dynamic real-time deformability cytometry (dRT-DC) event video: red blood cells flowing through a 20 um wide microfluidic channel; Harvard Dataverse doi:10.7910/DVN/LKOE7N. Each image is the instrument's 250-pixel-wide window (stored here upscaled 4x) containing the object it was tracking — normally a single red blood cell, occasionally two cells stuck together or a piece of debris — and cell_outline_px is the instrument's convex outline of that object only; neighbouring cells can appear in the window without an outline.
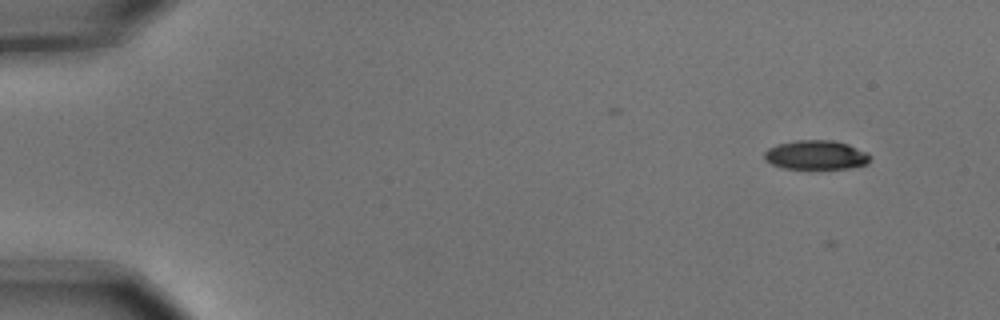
{"species": "common noctule bat (a hibernating species)", "species_latin": "Nyctalus noctula", "temperature_condition": "cold", "stored_images_in_passage": 11, "camera_frame_rate_fps": 3000, "um_per_image_px": 0.085, "animal": {"sex": "male", "body_mass_g": 15.6}, "frame": {"image": 1, "passage_image": 2, "time_ms": 0.333, "image_size_px": [1000, 320], "cell_outline_px": [[872, 156], [868, 164], [848, 168], [784, 168], [772, 164], [764, 160], [764, 152], [768, 148], [776, 144], [796, 140], [832, 140], [848, 144], [868, 152]], "centroid_in_image_um": [69.37, 13.16], "position_along_channel_um": 15.6, "area_um2": 18.09}}
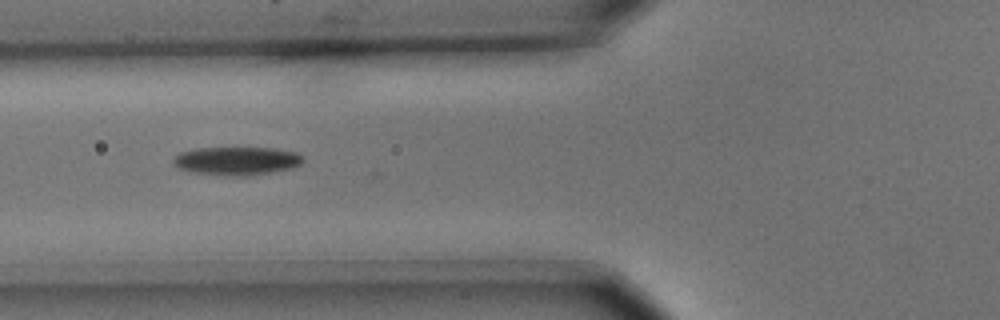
{"frame": {"image": 2, "passage_image": 7, "time_ms": 2.0, "image_size_px": [1000, 320], "cell_outline_px": [[304, 160], [300, 164], [292, 168], [272, 172], [248, 176], [232, 176], [196, 172], [176, 168], [172, 164], [172, 160], [180, 152], [196, 148], [276, 148], [296, 152], [304, 156]], "centroid_in_image_um": [20.14, 13.67], "position_along_channel_um": 105.7, "area_um2": 21.5}}
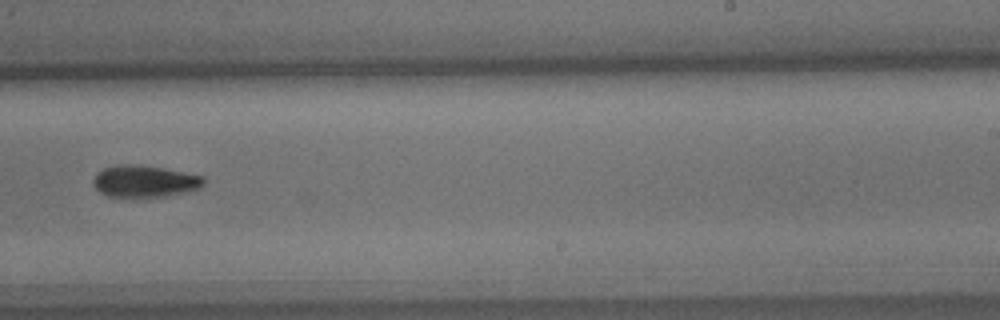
{"frame": {"image": 3, "passage_image": 11, "time_ms": 3.333, "image_size_px": [1000, 320], "cell_outline_px": [[204, 184], [200, 188], [168, 196], [108, 196], [100, 192], [92, 184], [92, 180], [96, 172], [104, 168], [116, 164], [132, 164], [160, 168], [204, 176]], "centroid_in_image_um": [12.25, 15.4], "position_along_channel_um": 276.7, "area_um2": 20.29}}